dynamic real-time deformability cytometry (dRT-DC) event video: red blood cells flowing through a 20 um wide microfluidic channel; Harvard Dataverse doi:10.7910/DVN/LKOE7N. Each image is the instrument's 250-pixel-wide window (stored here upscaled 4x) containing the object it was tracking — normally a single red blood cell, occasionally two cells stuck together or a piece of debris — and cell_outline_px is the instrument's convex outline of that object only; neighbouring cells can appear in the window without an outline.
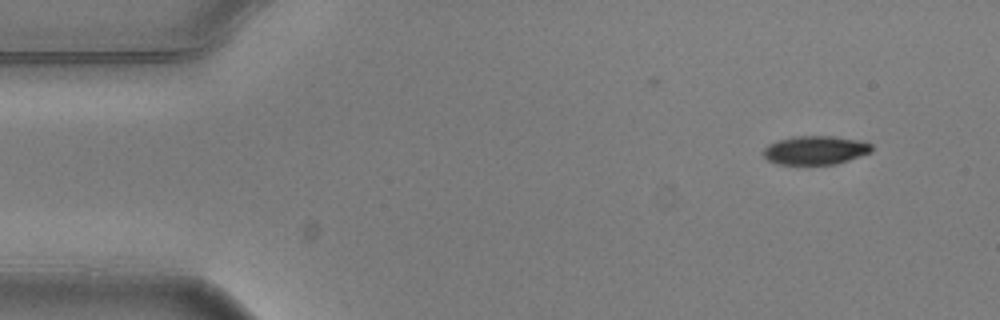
{"species": "common noctule bat (a hibernating species)", "species_latin": "Nyctalus noctula", "temperature_condition": "warm", "stored_images_in_passage": 3, "camera_frame_rate_fps": 3000, "um_per_image_px": 0.085, "animal": {"sex": "male", "body_mass_g": 20.5, "forearm_length_mm": 52.5}, "frame": {"image": 1, "passage_image": 1, "time_ms": 0.0, "image_size_px": [1000, 320], "cell_outline_px": [[872, 152], [836, 164], [776, 164], [768, 160], [764, 156], [764, 148], [768, 144], [780, 140], [796, 136], [832, 136], [860, 140], [872, 144]], "centroid_in_image_um": [69.32, 12.76], "position_along_channel_um": 15.7, "area_um2": 18.03}}